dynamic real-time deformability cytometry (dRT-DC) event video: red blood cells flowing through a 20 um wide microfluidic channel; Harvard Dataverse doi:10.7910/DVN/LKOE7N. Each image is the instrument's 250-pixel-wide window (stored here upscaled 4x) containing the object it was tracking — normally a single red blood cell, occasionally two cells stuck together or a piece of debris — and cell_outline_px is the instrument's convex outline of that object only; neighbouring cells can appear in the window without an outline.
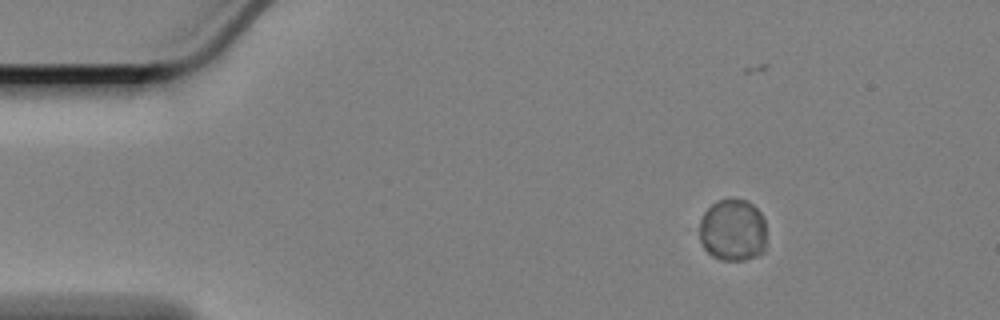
{"species": "Egyptian fruit bat (a non-hibernating species)", "species_latin": "Rousettus aegyptiacus", "temperature_condition": "cold", "stored_images_in_passage": 54, "camera_frame_rate_fps": 3000, "um_per_image_px": 0.085, "animal": {"sex": "female"}, "frame": {"image": 1, "passage_image": 1, "time_ms": 0.0, "image_size_px": [1000, 320], "cell_outline_px": [[764, 252], [756, 256], [744, 260], [720, 260], [712, 256], [704, 248], [700, 240], [700, 220], [704, 212], [716, 200], [744, 200], [752, 204], [760, 212], [764, 220]], "centroid_in_image_um": [62.27, 19.58], "position_along_channel_um": 22.7, "area_um2": 24.16}}
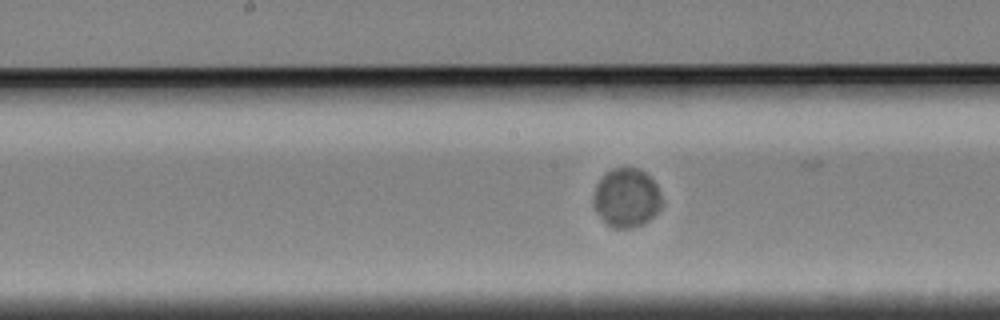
{"frame": {"image": 2, "passage_image": 23, "time_ms": 7.333, "image_size_px": [1000, 320], "cell_outline_px": [[660, 208], [644, 224], [632, 228], [612, 228], [596, 212], [596, 184], [612, 168], [640, 168], [656, 184], [660, 192]], "centroid_in_image_um": [53.28, 16.82], "position_along_channel_um": 194.9, "area_um2": 22.83}}
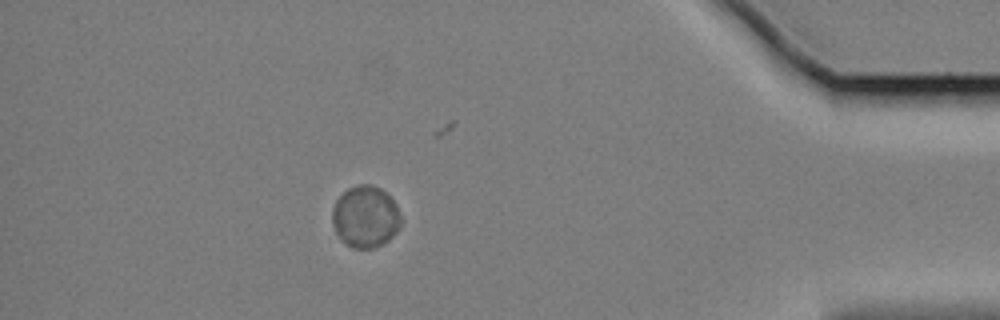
{"frame": {"image": 3, "passage_image": 46, "time_ms": 15.0, "image_size_px": [1000, 320], "cell_outline_px": [[404, 220], [396, 232], [388, 240], [372, 248], [352, 248], [336, 232], [332, 224], [332, 208], [336, 200], [348, 188], [360, 184], [372, 184], [380, 188], [396, 204]], "centroid_in_image_um": [31.08, 18.4], "position_along_channel_um": 404.1, "area_um2": 24.62}}